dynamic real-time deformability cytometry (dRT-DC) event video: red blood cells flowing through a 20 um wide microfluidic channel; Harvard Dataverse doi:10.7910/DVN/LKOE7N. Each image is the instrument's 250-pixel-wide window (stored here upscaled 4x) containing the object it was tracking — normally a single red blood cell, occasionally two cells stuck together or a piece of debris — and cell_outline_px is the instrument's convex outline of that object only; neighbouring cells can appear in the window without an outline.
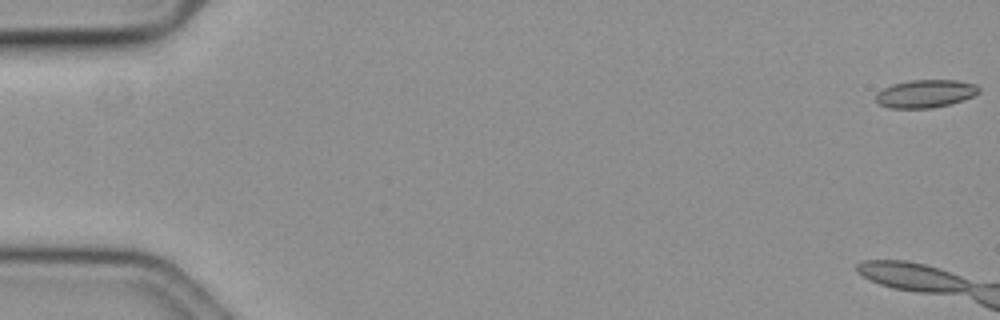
{"species": "common noctule bat (a hibernating species)", "species_latin": "Nyctalus noctula", "temperature_condition": "cold", "stored_images_in_passage": 7, "camera_frame_rate_fps": 3000, "um_per_image_px": 0.085, "animal": {"sex": "female", "body_mass_g": 19.3, "forearm_length_mm": 54.1}, "frame": {"image": 1, "passage_image": 1, "time_ms": 0.0, "image_size_px": [1000, 320], "cell_outline_px": [[980, 92], [964, 100], [932, 108], [888, 108], [880, 104], [876, 100], [876, 92], [892, 84], [912, 80], [956, 80], [976, 84], [980, 88]], "centroid_in_image_um": [78.67, 7.96], "position_along_channel_um": 6.3, "area_um2": 16.76}}